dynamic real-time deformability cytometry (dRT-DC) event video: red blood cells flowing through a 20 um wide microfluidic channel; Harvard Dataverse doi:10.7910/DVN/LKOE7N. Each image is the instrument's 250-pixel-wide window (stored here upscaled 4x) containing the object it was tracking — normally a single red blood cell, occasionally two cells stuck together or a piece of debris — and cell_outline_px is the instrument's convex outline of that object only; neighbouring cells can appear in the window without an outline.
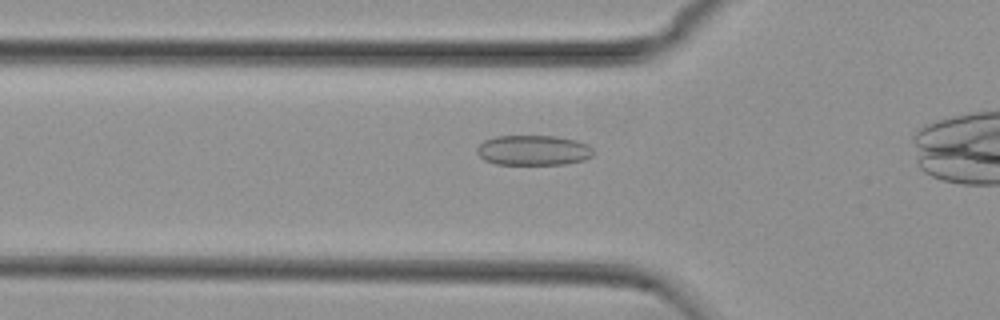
{"species": "common noctule bat (a hibernating species)", "species_latin": "Nyctalus noctula", "temperature_condition": "cold", "stored_images_in_passage": 32, "camera_frame_rate_fps": 3000, "um_per_image_px": 0.085, "animal": {"sex": "female", "body_mass_g": 29.2, "forearm_length_mm": 56.3}, "frame": {"image": 1, "passage_image": 6, "time_ms": 1.667, "image_size_px": [1000, 320], "cell_outline_px": [[596, 152], [592, 156], [584, 160], [564, 164], [496, 164], [484, 160], [476, 152], [476, 148], [484, 140], [496, 136], [556, 136], [576, 140], [588, 144]], "centroid_in_image_um": [45.35, 12.77], "position_along_channel_um": 80.5, "area_um2": 20.58}}
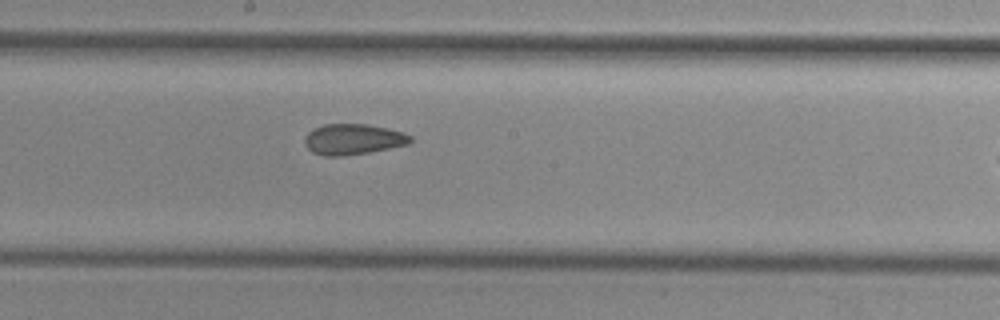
{"frame": {"image": 2, "passage_image": 17, "time_ms": 5.333, "image_size_px": [1000, 320], "cell_outline_px": [[412, 140], [408, 144], [368, 152], [340, 156], [324, 156], [312, 152], [304, 144], [304, 136], [312, 128], [324, 124], [364, 124], [388, 128], [404, 132], [412, 136]], "centroid_in_image_um": [29.98, 11.83], "position_along_channel_um": 218.2, "area_um2": 18.96}}
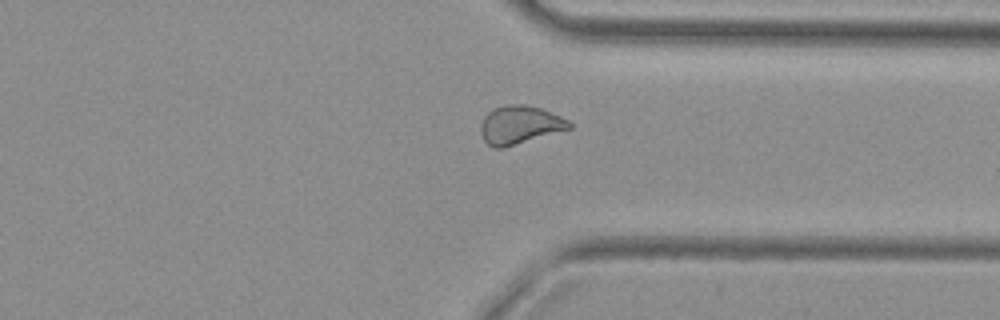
{"frame": {"image": 3, "passage_image": 29, "time_ms": 9.333, "image_size_px": [1000, 320], "cell_outline_px": [[572, 128], [504, 148], [496, 148], [488, 144], [484, 140], [480, 132], [480, 124], [484, 116], [488, 112], [496, 108], [508, 104], [524, 104], [540, 108], [560, 116], [568, 120], [572, 124]], "centroid_in_image_um": [44.17, 10.62], "position_along_channel_um": 367.2, "area_um2": 19.71}}